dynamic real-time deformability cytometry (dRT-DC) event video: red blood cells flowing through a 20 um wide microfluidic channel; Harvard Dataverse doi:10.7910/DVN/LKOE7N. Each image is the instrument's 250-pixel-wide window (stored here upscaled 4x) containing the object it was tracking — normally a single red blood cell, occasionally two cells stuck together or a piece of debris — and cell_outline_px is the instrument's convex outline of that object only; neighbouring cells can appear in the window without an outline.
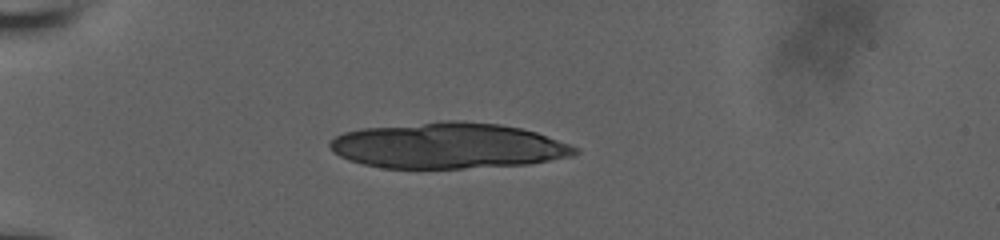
{"species": "human", "species_latin": "Homo sapiens", "temperature_condition": "room temperature", "stored_images_in_passage": 9, "camera_frame_rate_fps": 3000, "um_per_image_px": 0.085, "donor": {"sex": "male"}, "frame": {"image": 1, "passage_image": 1, "time_ms": 0.0, "image_size_px": [1000, 240], "cell_outline_px": [[580, 152], [576, 156], [528, 164], [464, 168], [384, 168], [364, 164], [348, 160], [332, 152], [328, 144], [336, 136], [344, 132], [360, 128], [444, 120], [464, 120], [500, 124], [520, 128], [536, 132], [580, 148]], "centroid_in_image_um": [38.1, 12.38], "position_along_channel_um": 46.9, "area_um2": 65.89}}